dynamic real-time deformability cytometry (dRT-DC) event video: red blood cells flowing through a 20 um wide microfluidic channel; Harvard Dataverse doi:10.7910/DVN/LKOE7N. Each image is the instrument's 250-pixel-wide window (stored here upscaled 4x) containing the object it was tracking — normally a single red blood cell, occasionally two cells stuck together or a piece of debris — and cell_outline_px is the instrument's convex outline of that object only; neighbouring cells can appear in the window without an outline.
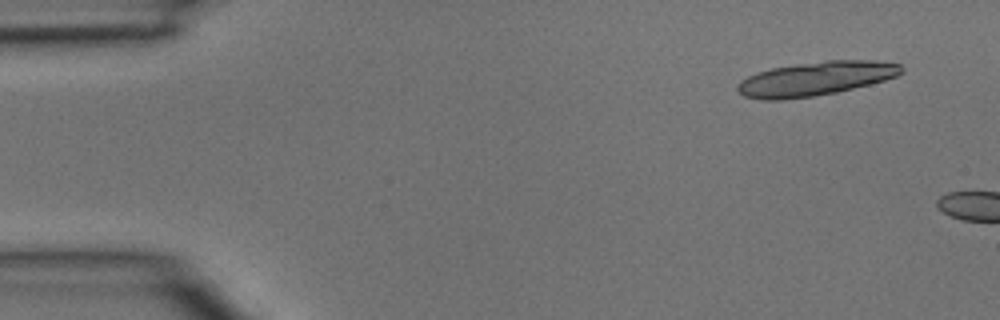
{"species": "common noctule bat (a hibernating species)", "species_latin": "Nyctalus noctula", "temperature_condition": "room temperature", "stored_images_in_passage": 2, "camera_frame_rate_fps": 3000, "um_per_image_px": 0.085, "animal": {"sex": "male", "body_mass_g": 15.6}, "frame": {"image": 1, "passage_image": 1, "time_ms": 0.0, "image_size_px": [1000, 320], "cell_outline_px": [[904, 72], [896, 76], [884, 80], [836, 92], [812, 96], [780, 100], [764, 100], [744, 96], [736, 88], [736, 84], [740, 80], [756, 72], [772, 68], [796, 64], [828, 60], [876, 60], [900, 64], [904, 68]], "centroid_in_image_um": [69.31, 6.68], "position_along_channel_um": 15.7, "area_um2": 32.37}}